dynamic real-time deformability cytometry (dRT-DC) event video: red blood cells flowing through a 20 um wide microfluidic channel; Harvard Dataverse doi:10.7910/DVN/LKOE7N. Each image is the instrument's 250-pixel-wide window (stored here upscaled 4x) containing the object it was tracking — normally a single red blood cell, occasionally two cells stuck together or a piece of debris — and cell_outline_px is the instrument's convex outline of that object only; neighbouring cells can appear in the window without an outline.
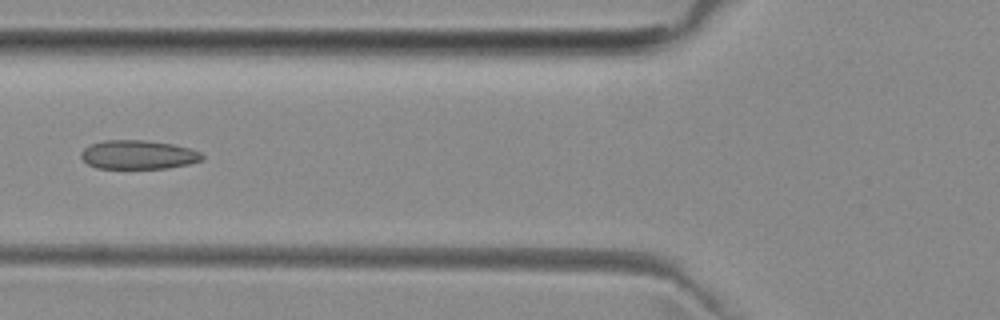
{"species": "common noctule bat (a hibernating species)", "species_latin": "Nyctalus noctula", "temperature_condition": "room temperature", "stored_images_in_passage": 2, "camera_frame_rate_fps": 3000, "um_per_image_px": 0.085, "animal": {"sex": "female", "body_mass_g": 29.2, "forearm_length_mm": 56.3}, "frame": {"image": 1, "passage_image": 2, "time_ms": 1.333, "image_size_px": [1000, 320], "cell_outline_px": [[204, 160], [188, 164], [168, 168], [96, 168], [88, 164], [80, 156], [80, 152], [84, 148], [92, 144], [104, 140], [144, 140], [172, 144], [188, 148], [200, 152], [204, 156]], "centroid_in_image_um": [11.75, 13.15], "position_along_channel_um": 114.1, "area_um2": 20.35}}